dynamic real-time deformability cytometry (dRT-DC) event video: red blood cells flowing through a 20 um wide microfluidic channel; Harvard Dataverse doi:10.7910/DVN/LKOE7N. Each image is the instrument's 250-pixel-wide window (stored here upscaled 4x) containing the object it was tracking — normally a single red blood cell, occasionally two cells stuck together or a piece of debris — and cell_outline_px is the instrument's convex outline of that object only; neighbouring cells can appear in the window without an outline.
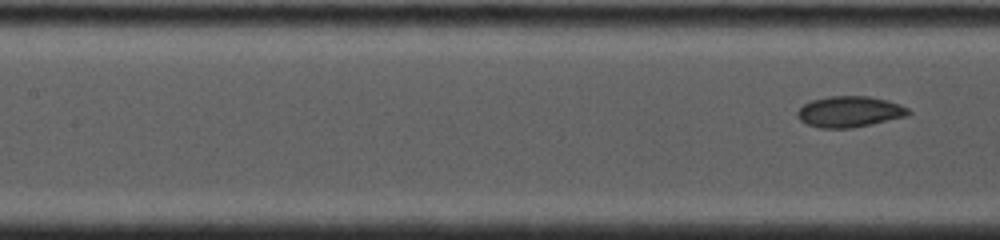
{"species": "common noctule bat (a hibernating species)", "species_latin": "Nyctalus noctula", "temperature_condition": "cold", "stored_images_in_passage": 8, "segment_of_instrument_passage": [2, 2], "camera_frame_rate_fps": 4500, "um_per_image_px": 0.085, "animal": {"sex": "female", "body_mass_g": 19.0, "forearm_length_mm": 53.3}, "frame": {"image": 1, "passage_image": 8, "time_ms": 5.778, "image_size_px": [1000, 240], "cell_outline_px": [[912, 112], [908, 116], [872, 124], [852, 128], [820, 128], [808, 124], [800, 120], [796, 116], [796, 112], [804, 104], [812, 100], [828, 96], [868, 96], [888, 100], [900, 104], [908, 108]], "centroid_in_image_um": [72.23, 9.49], "position_along_channel_um": 135.2, "area_um2": 20.17}}